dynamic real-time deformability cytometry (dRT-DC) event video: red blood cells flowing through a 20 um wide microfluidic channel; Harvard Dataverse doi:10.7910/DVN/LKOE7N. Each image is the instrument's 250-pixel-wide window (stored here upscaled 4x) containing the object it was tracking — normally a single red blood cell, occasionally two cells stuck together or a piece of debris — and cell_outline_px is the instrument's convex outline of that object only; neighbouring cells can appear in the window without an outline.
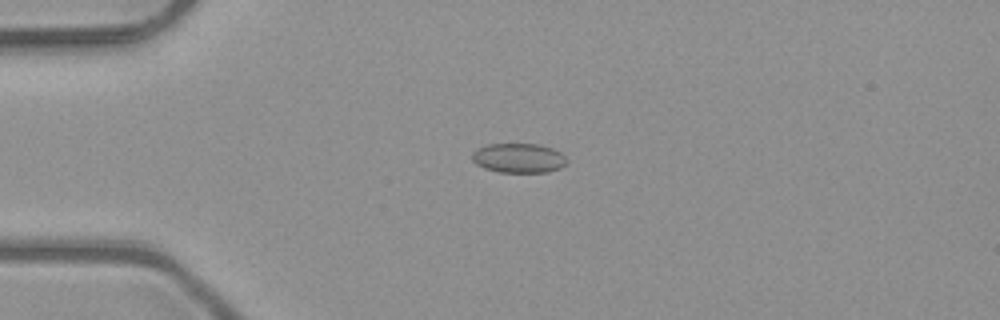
{"species": "common noctule bat (a hibernating species)", "species_latin": "Nyctalus noctula", "temperature_condition": "room temperature", "stored_images_in_passage": 5, "camera_frame_rate_fps": 3000, "um_per_image_px": 0.085, "animal": {"sex": "male", "body_mass_g": 23.1, "forearm_length_mm": 52.7}, "frame": {"image": 1, "passage_image": 4, "time_ms": 1.0, "image_size_px": [1000, 320], "cell_outline_px": [[568, 160], [560, 168], [548, 172], [500, 172], [484, 168], [476, 164], [472, 160], [472, 152], [476, 148], [488, 144], [536, 144], [552, 148], [560, 152]], "centroid_in_image_um": [44.06, 13.43], "position_along_channel_um": 40.9, "area_um2": 16.3}}